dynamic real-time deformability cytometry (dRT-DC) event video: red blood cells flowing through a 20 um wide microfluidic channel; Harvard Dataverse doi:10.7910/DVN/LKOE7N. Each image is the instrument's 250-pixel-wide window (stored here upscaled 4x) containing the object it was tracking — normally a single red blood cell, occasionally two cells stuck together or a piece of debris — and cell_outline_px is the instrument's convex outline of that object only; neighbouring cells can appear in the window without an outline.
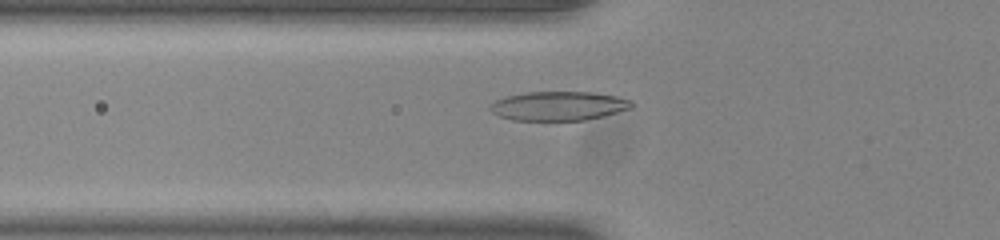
{"species": "common noctule bat (a hibernating species)", "species_latin": "Nyctalus noctula", "temperature_condition": "room temperature", "stored_images_in_passage": 50, "camera_frame_rate_fps": 3000, "um_per_image_px": 0.085, "animal": {"sex": "male", "body_mass_g": 20.0, "forearm_length_mm": 53.3}, "frame": {"image": 1, "passage_image": 16, "time_ms": 5.0, "image_size_px": [1000, 240], "cell_outline_px": [[632, 104], [628, 108], [616, 112], [584, 120], [512, 120], [500, 116], [492, 112], [488, 108], [488, 104], [504, 96], [524, 92], [592, 92], [616, 96], [632, 100]], "centroid_in_image_um": [47.39, 8.99], "position_along_channel_um": 78.4, "area_um2": 23.87}}
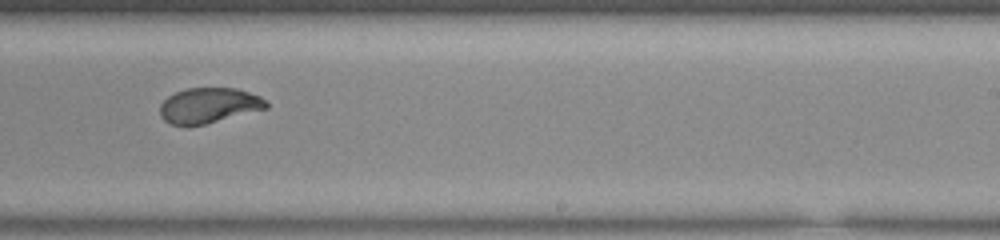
{"frame": {"image": 2, "passage_image": 31, "time_ms": 10.0, "image_size_px": [1000, 240], "cell_outline_px": [[268, 108], [204, 124], [172, 124], [164, 120], [160, 116], [160, 104], [168, 96], [176, 92], [188, 88], [236, 88], [260, 96], [268, 104]], "centroid_in_image_um": [17.75, 8.95], "position_along_channel_um": 271.3, "area_um2": 21.5}}
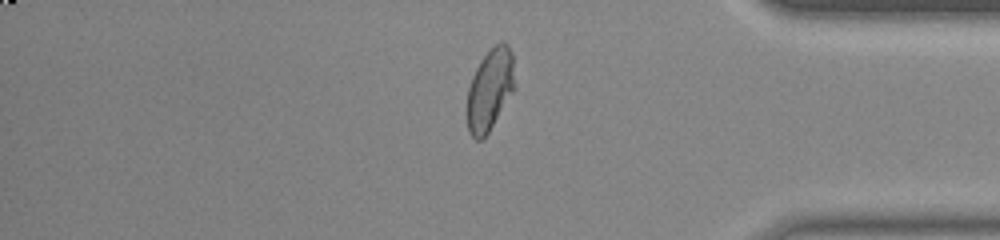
{"frame": {"image": 3, "passage_image": 42, "time_ms": 13.667, "image_size_px": [1000, 240], "cell_outline_px": [[516, 88], [488, 132], [480, 140], [476, 140], [468, 132], [468, 88], [472, 76], [480, 60], [500, 40], [504, 40], [508, 44], [512, 52]], "centroid_in_image_um": [41.68, 7.57], "position_along_channel_um": 393.5, "area_um2": 22.72}, "authors_computed_cell_mechanics": {"area_um2": 23.0044, "velocity_mm_per_s": 3.8572, "shape_relaxation_time_tau1_ms": 6.1612, "shape_relaxation_time_tau2_ms": null, "deformation_change_tau1": 0.2205, "deformation_change_tau2": null}}